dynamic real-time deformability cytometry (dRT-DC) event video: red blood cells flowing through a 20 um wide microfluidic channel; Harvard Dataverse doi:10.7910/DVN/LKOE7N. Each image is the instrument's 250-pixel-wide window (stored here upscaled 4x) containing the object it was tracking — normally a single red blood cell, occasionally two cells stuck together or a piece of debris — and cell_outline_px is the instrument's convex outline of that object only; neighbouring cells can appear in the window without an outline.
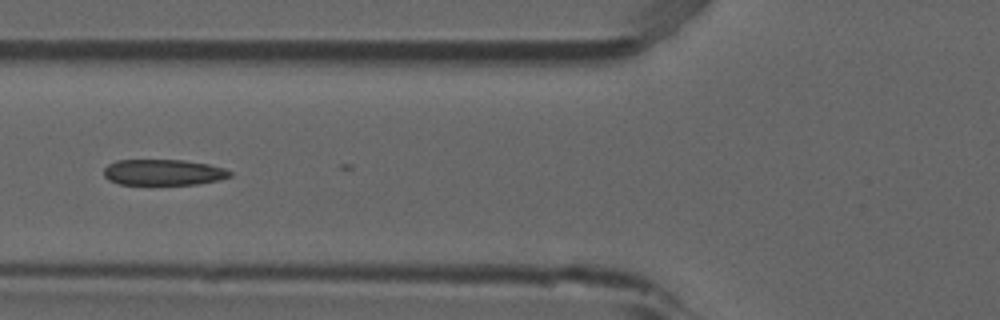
{"species": "common noctule bat (a hibernating species)", "species_latin": "Nyctalus noctula", "temperature_condition": "room temperature", "stored_images_in_passage": 5, "camera_frame_rate_fps": 3000, "um_per_image_px": 0.085, "animal": {"sex": "male", "forearm_length_mm": 52.5}, "frame": {"image": 1, "passage_image": 5, "time_ms": 1.333, "image_size_px": [1000, 320], "cell_outline_px": [[232, 176], [216, 180], [196, 184], [120, 184], [108, 180], [104, 176], [104, 168], [108, 164], [116, 160], [184, 160], [208, 164], [224, 168], [232, 172]], "centroid_in_image_um": [13.86, 14.64], "position_along_channel_um": 111.9, "area_um2": 18.96}}